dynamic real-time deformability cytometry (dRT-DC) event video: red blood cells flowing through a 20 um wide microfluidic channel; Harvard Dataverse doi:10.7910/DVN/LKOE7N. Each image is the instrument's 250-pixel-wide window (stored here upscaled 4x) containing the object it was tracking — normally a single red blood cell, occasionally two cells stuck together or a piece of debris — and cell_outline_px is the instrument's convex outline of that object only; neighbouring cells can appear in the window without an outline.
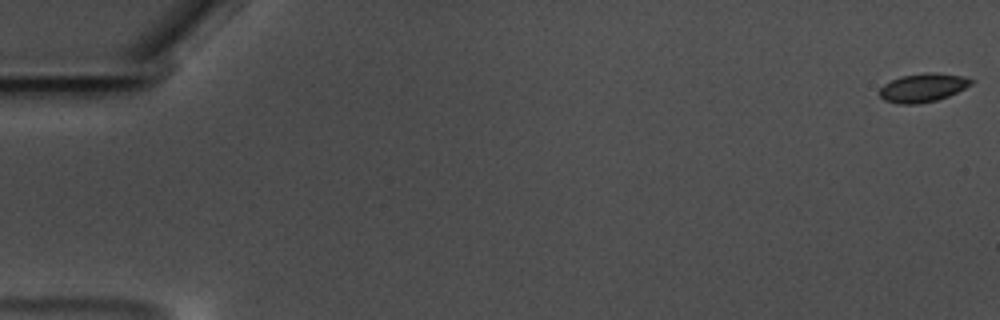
{"species": "common noctule bat (a hibernating species)", "species_latin": "Nyctalus noctula", "temperature_condition": "warm", "stored_images_in_passage": 57, "camera_frame_rate_fps": 3000, "um_per_image_px": 0.085, "animal": {"sex": "male", "body_mass_g": 17.5, "forearm_length_mm": 52.3}, "frame": {"image": 1, "passage_image": 1, "time_ms": 0.0, "image_size_px": [1000, 320], "cell_outline_px": [[976, 80], [972, 84], [948, 96], [936, 100], [920, 104], [896, 104], [884, 100], [880, 96], [880, 88], [884, 84], [900, 76], [924, 72], [936, 72], [964, 76]], "centroid_in_image_um": [78.45, 7.44], "position_along_channel_um": 6.5, "area_um2": 15.43}}
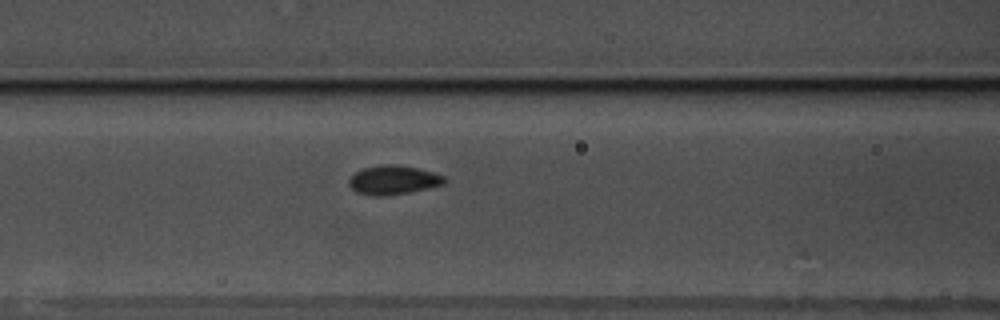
{"frame": {"image": 2, "passage_image": 26, "time_ms": 8.333, "image_size_px": [1000, 320], "cell_outline_px": [[448, 180], [444, 184], [428, 188], [388, 196], [372, 196], [356, 192], [348, 184], [348, 180], [356, 172], [364, 168], [380, 164], [396, 164], [416, 168], [432, 172], [444, 176]], "centroid_in_image_um": [33.42, 15.3], "position_along_channel_um": 133.2, "area_um2": 16.18}}
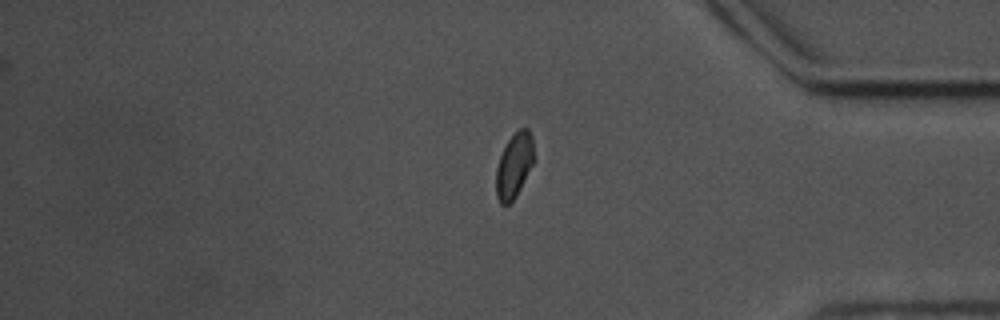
{"frame": {"image": 3, "passage_image": 50, "time_ms": 16.333, "image_size_px": [1000, 320], "cell_outline_px": [[536, 160], [516, 196], [508, 204], [500, 204], [496, 196], [496, 168], [500, 156], [508, 140], [520, 128], [528, 128], [532, 136]], "centroid_in_image_um": [43.73, 14.06], "position_along_channel_um": 391.5, "area_um2": 14.51}, "authors_computed_cell_mechanics": {"area_um2": 15.317, "velocity_mm_per_s": 3.4834, "shape_relaxation_time_tau1_ms": 3.1721, "shape_relaxation_time_tau2_ms": 0.7562, "deformation_change_tau1": 0.0646, "deformation_change_tau2": 0.0493}}